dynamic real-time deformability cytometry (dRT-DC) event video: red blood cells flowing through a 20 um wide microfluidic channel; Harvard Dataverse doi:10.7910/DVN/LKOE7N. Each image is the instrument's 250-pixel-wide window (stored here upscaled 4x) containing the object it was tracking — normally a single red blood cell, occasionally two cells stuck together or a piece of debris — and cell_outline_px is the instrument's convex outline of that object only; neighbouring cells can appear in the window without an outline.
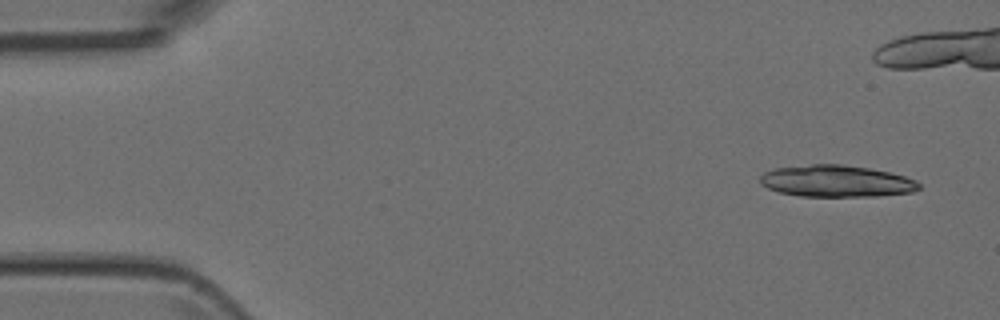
{"species": "Egyptian fruit bat (a non-hibernating species)", "species_latin": "Rousettus aegyptiacus", "temperature_condition": "room temperature", "stored_images_in_passage": 6, "camera_frame_rate_fps": 3000, "um_per_image_px": 0.085, "animal": {"sex": "female"}, "frame": {"image": 1, "passage_image": 1, "time_ms": 0.0, "image_size_px": [1000, 320], "cell_outline_px": [[920, 188], [912, 192], [880, 196], [800, 196], [780, 192], [768, 188], [760, 184], [760, 176], [764, 172], [776, 168], [812, 164], [840, 164], [868, 168], [888, 172], [904, 176], [916, 180], [920, 184]], "centroid_in_image_um": [71.09, 15.4], "position_along_channel_um": 13.9, "area_um2": 29.3}}
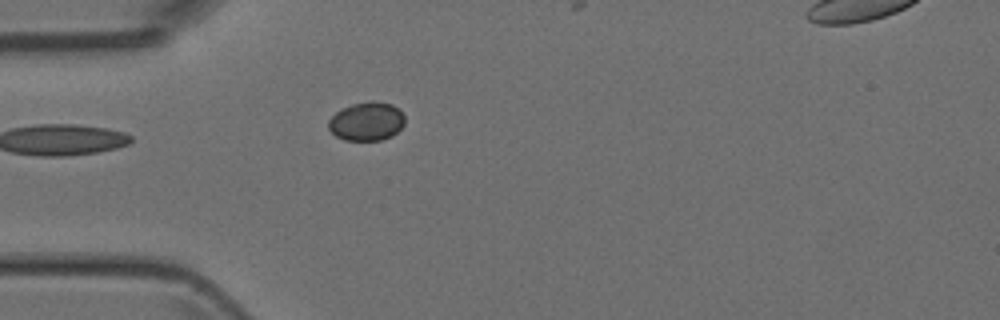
{"frame": {"image": 2, "passage_image": 6, "time_ms": 5.667, "image_size_px": [1000, 320], "cell_outline_px": [[404, 124], [392, 136], [380, 140], [344, 140], [336, 136], [328, 128], [328, 120], [336, 112], [352, 104], [372, 100], [392, 104], [404, 116]], "centroid_in_image_um": [31.15, 10.32], "position_along_channel_um": 53.9, "area_um2": 17.05}}